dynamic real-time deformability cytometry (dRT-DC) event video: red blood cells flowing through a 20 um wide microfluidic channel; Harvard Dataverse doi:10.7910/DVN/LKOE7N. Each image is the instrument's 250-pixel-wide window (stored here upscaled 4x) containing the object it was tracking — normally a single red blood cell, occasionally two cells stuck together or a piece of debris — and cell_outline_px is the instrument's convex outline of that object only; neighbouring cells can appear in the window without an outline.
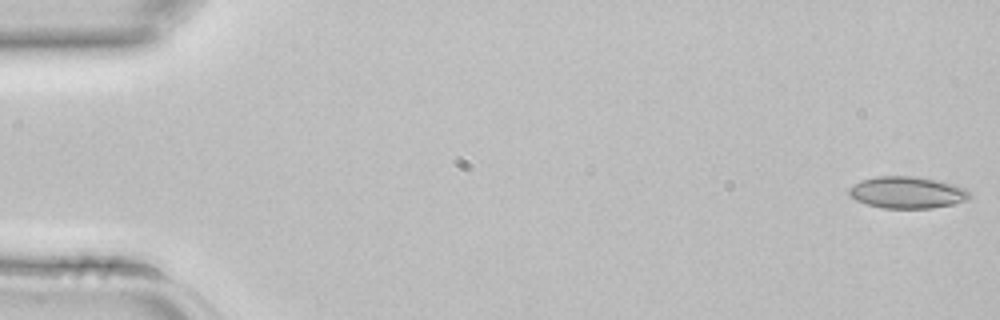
{"species": "common noctule bat (a hibernating species)", "species_latin": "Nyctalus noctula", "temperature_condition": "room temperature", "stored_images_in_passage": 3, "camera_frame_rate_fps": 3000, "um_per_image_px": 0.085, "animal": {"sex": "female", "body_mass_g": 22.7, "forearm_length_mm": 54.2}, "frame": {"image": 1, "passage_image": 1, "time_ms": 0.0, "image_size_px": [1000, 320], "cell_outline_px": [[972, 196], [968, 200], [956, 204], [932, 208], [884, 208], [868, 204], [856, 200], [848, 192], [848, 188], [860, 180], [876, 176], [916, 176], [936, 180], [952, 184], [964, 188]], "centroid_in_image_um": [77.12, 16.36], "position_along_channel_um": 7.9, "area_um2": 22.37}}
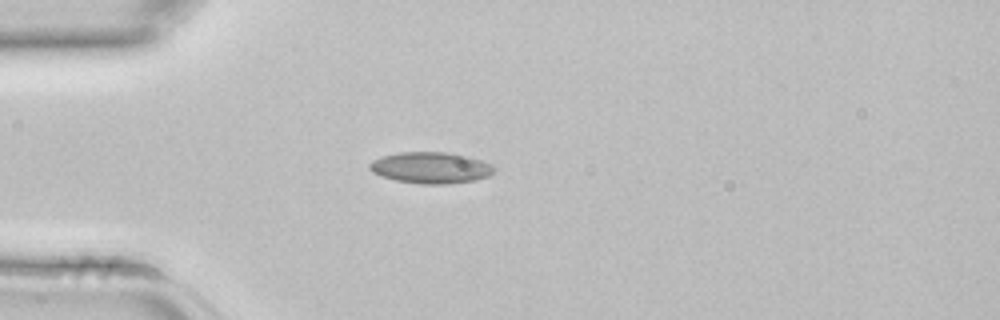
{"frame": {"image": 2, "passage_image": 3, "time_ms": 0.667, "image_size_px": [1000, 320], "cell_outline_px": [[492, 172], [488, 176], [476, 180], [444, 184], [420, 184], [396, 180], [372, 172], [368, 168], [368, 164], [372, 160], [380, 156], [400, 152], [448, 152], [468, 156], [480, 160], [488, 164], [492, 168]], "centroid_in_image_um": [36.55, 14.25], "position_along_channel_um": 48.5, "area_um2": 22.54}}